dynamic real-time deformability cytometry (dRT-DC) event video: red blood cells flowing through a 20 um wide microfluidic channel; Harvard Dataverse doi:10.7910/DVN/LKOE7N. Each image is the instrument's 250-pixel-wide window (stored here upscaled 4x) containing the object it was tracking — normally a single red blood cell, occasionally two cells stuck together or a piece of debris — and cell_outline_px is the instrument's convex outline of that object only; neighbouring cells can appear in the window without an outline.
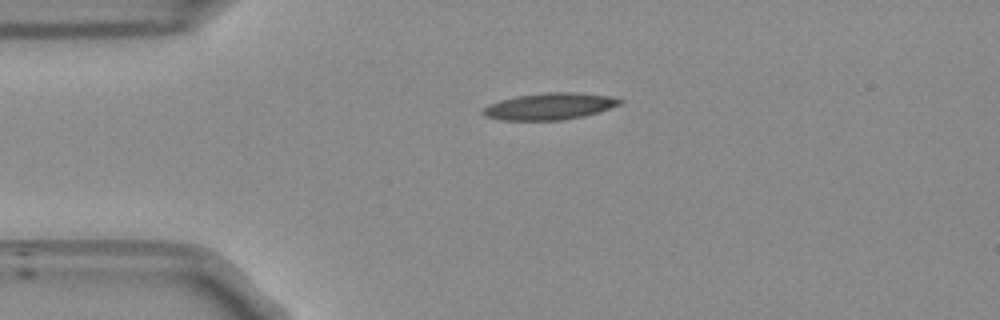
{"species": "Egyptian fruit bat (a non-hibernating species)", "species_latin": "Rousettus aegyptiacus", "temperature_condition": "room temperature", "stored_images_in_passage": 35, "camera_frame_rate_fps": 3000, "um_per_image_px": 0.085, "frame": {"image": 1, "passage_image": 1, "time_ms": 0.0, "image_size_px": [1000, 320], "cell_outline_px": [[624, 100], [620, 104], [584, 116], [560, 120], [500, 120], [484, 116], [480, 112], [488, 104], [500, 100], [516, 96], [544, 92], [576, 92], [612, 96]], "centroid_in_image_um": [46.68, 9.03], "position_along_channel_um": 38.3, "area_um2": 21.33}}
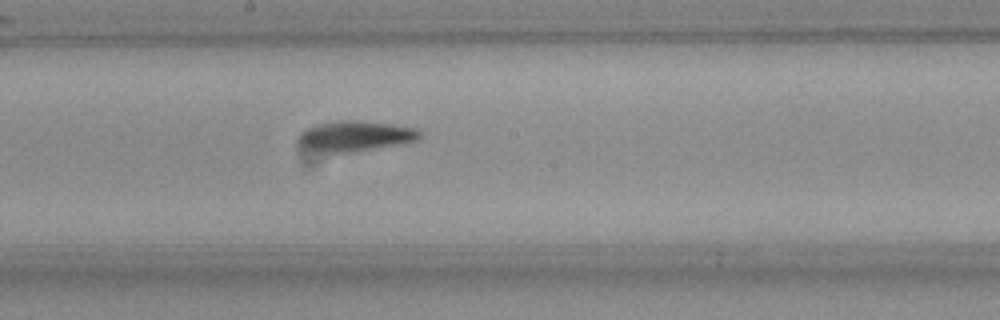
{"frame": {"image": 2, "passage_image": 17, "time_ms": 5.333, "image_size_px": [1000, 320], "cell_outline_px": [[420, 136], [416, 140], [368, 148], [340, 152], [328, 152], [300, 144], [296, 140], [300, 132], [304, 128], [312, 124], [336, 120], [360, 120], [392, 124], [416, 128], [420, 132]], "centroid_in_image_um": [30.12, 11.49], "position_along_channel_um": 218.1, "area_um2": 20.75}}
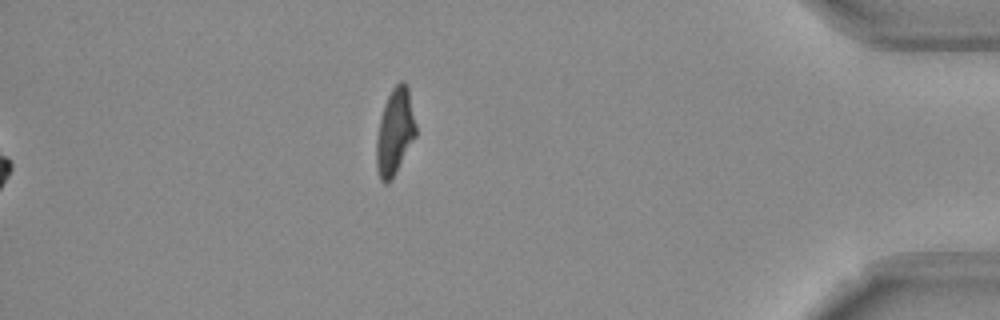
{"frame": {"image": 3, "passage_image": 35, "time_ms": 11.333, "image_size_px": [1000, 320], "cell_outline_px": [[416, 136], [388, 184], [384, 184], [380, 180], [376, 168], [376, 140], [380, 120], [384, 104], [392, 88], [400, 80], [404, 80], [408, 88], [416, 124]], "centroid_in_image_um": [33.55, 11.19], "position_along_channel_um": 401.6, "area_um2": 19.71}, "authors_computed_cell_mechanics": {"area_um2": 20.519, "velocity_mm_per_s": 3.8333, "shape_relaxation_time_tau1_ms": null, "shape_relaxation_time_tau2_ms": 6.7085, "deformation_change_tau1": null, "deformation_change_tau2": 0.1836}}